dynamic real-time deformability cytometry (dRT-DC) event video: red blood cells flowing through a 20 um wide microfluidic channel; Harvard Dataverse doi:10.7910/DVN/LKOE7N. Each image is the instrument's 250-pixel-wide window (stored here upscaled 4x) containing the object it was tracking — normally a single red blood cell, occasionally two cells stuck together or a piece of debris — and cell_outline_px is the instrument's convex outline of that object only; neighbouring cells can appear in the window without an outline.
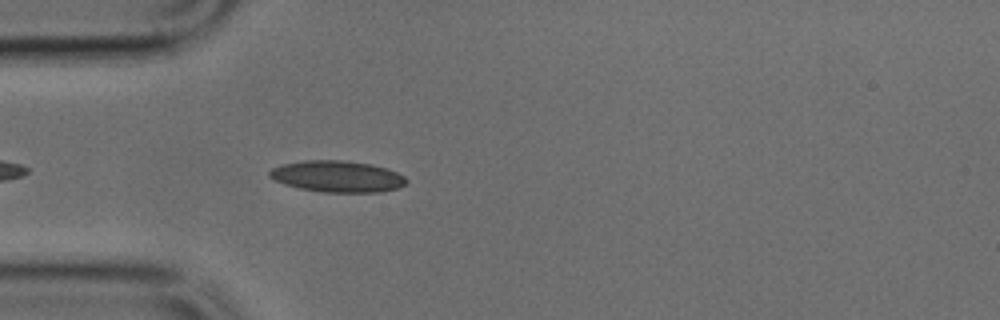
{"species": "common noctule bat (a hibernating species)", "species_latin": "Nyctalus noctula", "temperature_condition": "cold", "stored_images_in_passage": 37, "camera_frame_rate_fps": 3000, "um_per_image_px": 0.085, "animal": {"sex": "male", "body_mass_g": 17.9, "forearm_length_mm": 54.2}, "frame": {"image": 1, "passage_image": 4, "time_ms": 1.0, "image_size_px": [1000, 320], "cell_outline_px": [[408, 184], [396, 188], [380, 192], [324, 192], [300, 188], [284, 184], [268, 176], [268, 172], [272, 168], [280, 164], [304, 160], [340, 160], [372, 164], [388, 168], [404, 176], [408, 180]], "centroid_in_image_um": [28.68, 14.99], "position_along_channel_um": 56.3, "area_um2": 25.14}}
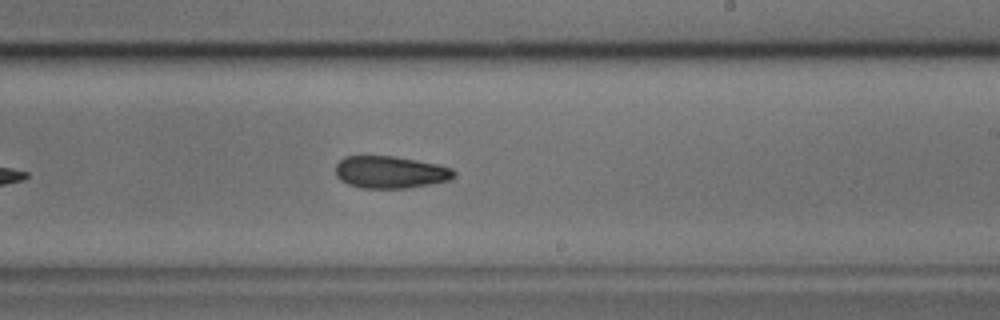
{"frame": {"image": 2, "passage_image": 19, "time_ms": 6.0, "image_size_px": [1000, 320], "cell_outline_px": [[456, 176], [448, 180], [408, 188], [360, 188], [348, 184], [340, 180], [336, 176], [336, 164], [344, 156], [396, 156], [436, 164], [452, 168], [456, 172]], "centroid_in_image_um": [33.16, 14.63], "position_along_channel_um": 255.8, "area_um2": 22.25}}
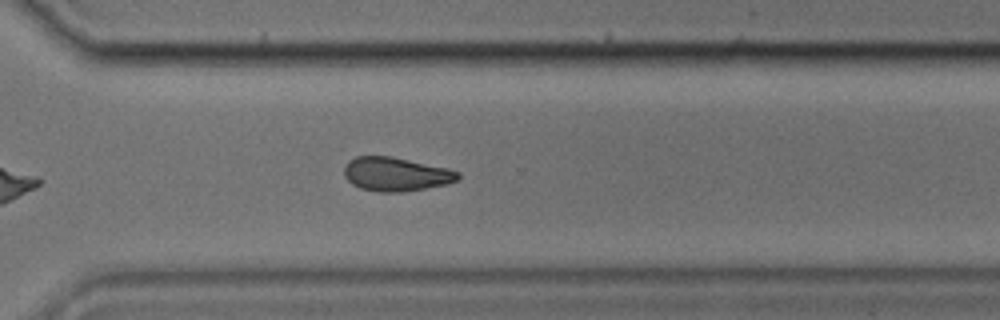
{"frame": {"image": 3, "passage_image": 25, "time_ms": 8.0, "image_size_px": [1000, 320], "cell_outline_px": [[460, 176], [456, 180], [448, 184], [400, 192], [380, 192], [360, 188], [352, 184], [344, 176], [344, 168], [348, 160], [356, 156], [392, 156], [448, 168], [460, 172]], "centroid_in_image_um": [33.64, 14.79], "position_along_channel_um": 337.0, "area_um2": 22.48}}